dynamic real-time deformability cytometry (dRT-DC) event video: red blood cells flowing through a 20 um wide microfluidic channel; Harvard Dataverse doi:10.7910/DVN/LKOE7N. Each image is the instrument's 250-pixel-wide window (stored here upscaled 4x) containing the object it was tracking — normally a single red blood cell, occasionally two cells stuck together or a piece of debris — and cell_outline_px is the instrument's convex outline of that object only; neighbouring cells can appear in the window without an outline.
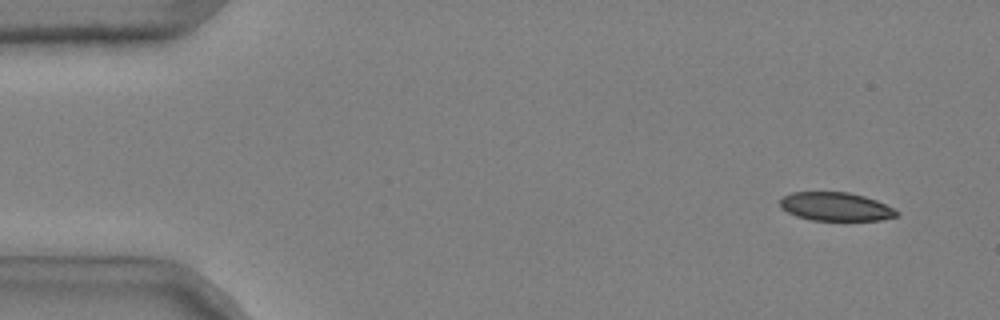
{"species": "common noctule bat (a hibernating species)", "species_latin": "Nyctalus noctula", "temperature_condition": "cold", "stored_images_in_passage": 52, "camera_frame_rate_fps": 3000, "um_per_image_px": 0.085, "animal": {"sex": "male", "body_mass_g": 20.4}, "frame": {"image": 1, "passage_image": 4, "time_ms": 1.0, "image_size_px": [1000, 320], "cell_outline_px": [[900, 212], [896, 216], [880, 220], [812, 220], [796, 216], [780, 208], [780, 200], [784, 196], [792, 192], [848, 192], [864, 196], [876, 200]], "centroid_in_image_um": [71.01, 17.56], "position_along_channel_um": 14.0, "area_um2": 19.25}}
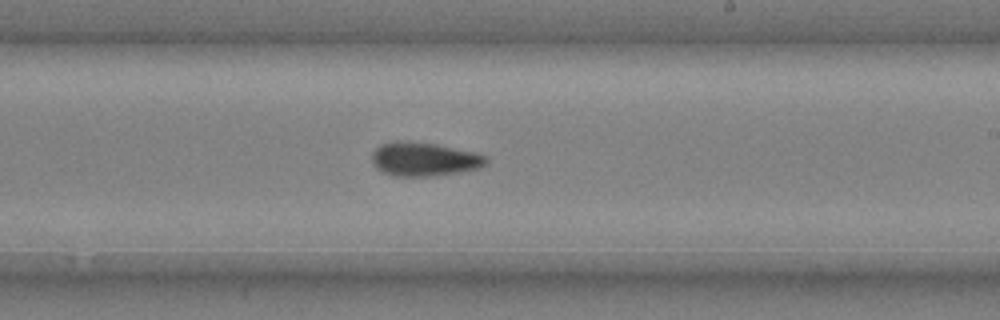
{"frame": {"image": 2, "passage_image": 32, "time_ms": 10.333, "image_size_px": [1000, 320], "cell_outline_px": [[488, 164], [480, 168], [460, 172], [436, 176], [392, 176], [376, 168], [372, 160], [372, 152], [380, 144], [392, 140], [408, 140], [436, 144], [476, 152], [488, 156]], "centroid_in_image_um": [36.07, 13.52], "position_along_channel_um": 252.9, "area_um2": 23.0}}
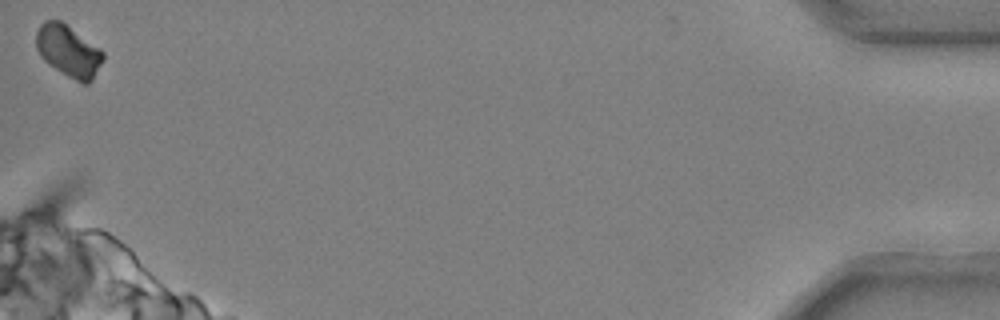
{"frame": {"image": 3, "passage_image": 52, "time_ms": 17.0, "image_size_px": [1000, 320], "cell_outline_px": [[104, 60], [92, 80], [88, 84], [80, 84], [44, 60], [40, 56], [36, 48], [36, 32], [40, 24], [44, 20], [60, 20], [100, 48], [104, 52]], "centroid_in_image_um": [5.83, 4.34], "position_along_channel_um": 429.4, "area_um2": 20.17}, "authors_computed_cell_mechanics": {"area_um2": 21.6172, "velocity_mm_per_s": 3.7005, "shape_relaxation_time_tau1_ms": 8.2361, "shape_relaxation_time_tau2_ms": 4.2869, "deformation_change_tau1": 0.182, "deformation_change_tau2": 0.0856}}